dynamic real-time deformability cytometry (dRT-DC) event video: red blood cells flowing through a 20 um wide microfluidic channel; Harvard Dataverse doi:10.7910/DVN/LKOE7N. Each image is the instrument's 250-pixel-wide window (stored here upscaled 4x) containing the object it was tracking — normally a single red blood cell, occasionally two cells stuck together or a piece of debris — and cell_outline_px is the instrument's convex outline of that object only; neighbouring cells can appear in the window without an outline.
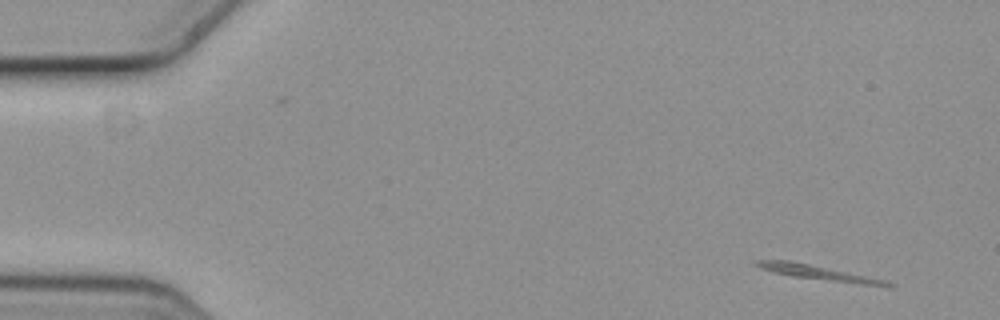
{"species": "common noctule bat (a hibernating species)", "species_latin": "Nyctalus noctula", "temperature_condition": "cold", "stored_images_in_passage": 6, "camera_frame_rate_fps": 3000, "um_per_image_px": 0.085, "animal": {"sex": "female", "body_mass_g": 19.3, "forearm_length_mm": 54.1}, "frame": {"image": 1, "passage_image": 1, "time_ms": 0.0, "image_size_px": [1000, 320], "cell_outline_px": [[896, 284], [892, 288], [888, 288], [792, 276], [772, 272], [760, 268], [752, 264], [752, 260], [792, 260], [888, 280]], "centroid_in_image_um": [69.69, 23.19], "position_along_channel_um": 15.3, "area_um2": 11.85}}
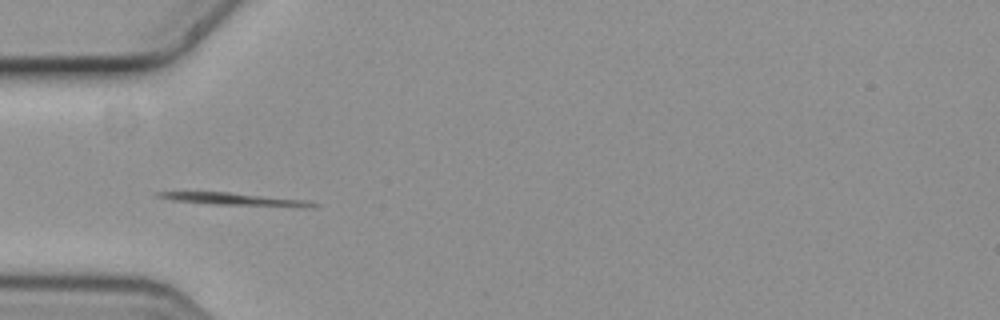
{"frame": {"image": 2, "passage_image": 5, "time_ms": 1.333, "image_size_px": [1000, 320], "cell_outline_px": [[320, 204], [316, 208], [304, 208], [212, 204], [172, 200], [156, 196], [156, 192], [228, 192], [308, 200]], "centroid_in_image_um": [20.17, 16.95], "position_along_channel_um": 64.8, "area_um2": 11.5}}
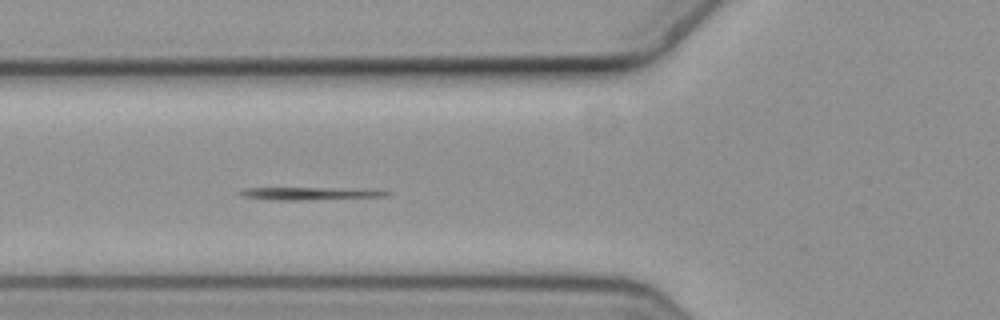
{"frame": {"image": 3, "passage_image": 6, "time_ms": 1.667, "image_size_px": [1000, 320], "cell_outline_px": [[392, 192], [388, 196], [304, 200], [272, 200], [240, 196], [240, 188], [328, 188]], "centroid_in_image_um": [26.15, 16.46], "position_along_channel_um": 99.6, "area_um2": 10.4}}